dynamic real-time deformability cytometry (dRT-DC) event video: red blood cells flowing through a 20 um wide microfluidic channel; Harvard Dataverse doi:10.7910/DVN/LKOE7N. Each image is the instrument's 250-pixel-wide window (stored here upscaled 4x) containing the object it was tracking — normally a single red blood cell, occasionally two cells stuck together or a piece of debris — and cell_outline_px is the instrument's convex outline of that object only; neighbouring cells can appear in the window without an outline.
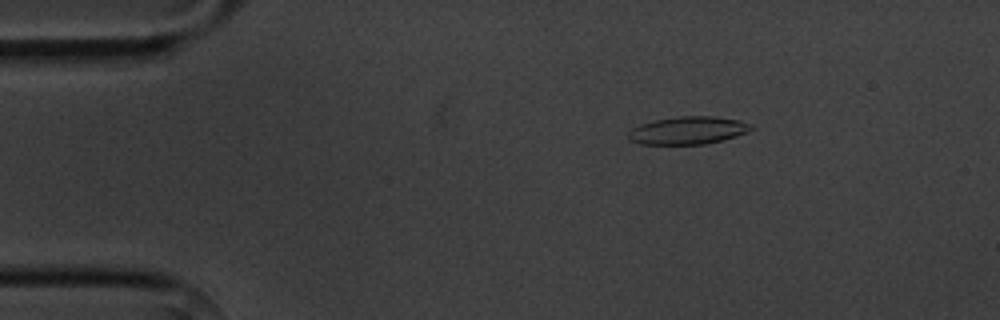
{"species": "common noctule bat (a hibernating species)", "species_latin": "Nyctalus noctula", "temperature_condition": "cold", "stored_images_in_passage": 4, "camera_frame_rate_fps": 3000, "um_per_image_px": 0.085, "animal": {"sex": "male", "body_mass_g": 20.1, "forearm_length_mm": 53.5}, "frame": {"image": 1, "passage_image": 3, "time_ms": 2.333, "image_size_px": [1000, 320], "cell_outline_px": [[752, 128], [748, 132], [724, 140], [704, 144], [640, 144], [632, 140], [628, 136], [628, 132], [632, 128], [640, 124], [652, 120], [680, 116], [712, 116], [736, 120], [752, 124]], "centroid_in_image_um": [58.47, 11.08], "position_along_channel_um": 26.5, "area_um2": 19.77}}